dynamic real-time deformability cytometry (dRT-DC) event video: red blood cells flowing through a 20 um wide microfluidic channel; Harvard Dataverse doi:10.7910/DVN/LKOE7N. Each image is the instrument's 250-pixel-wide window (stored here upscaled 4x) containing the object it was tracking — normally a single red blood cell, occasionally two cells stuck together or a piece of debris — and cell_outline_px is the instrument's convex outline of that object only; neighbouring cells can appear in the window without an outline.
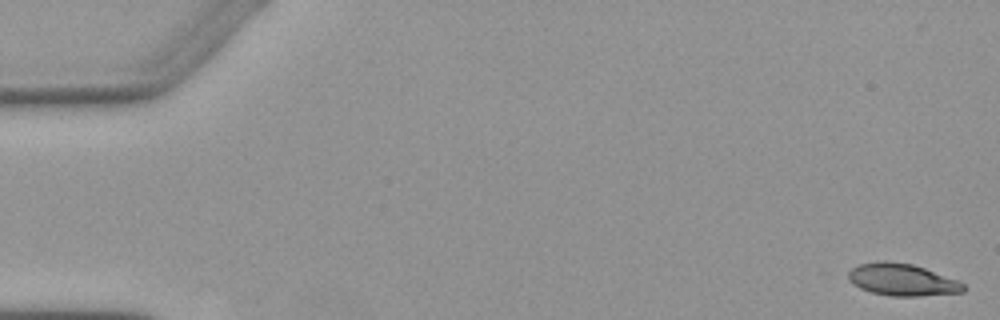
{"species": "Egyptian fruit bat (a non-hibernating species)", "species_latin": "Rousettus aegyptiacus", "temperature_condition": "warm", "stored_images_in_passage": 4, "camera_frame_rate_fps": 3000, "um_per_image_px": 0.085, "animal": {"sex": "female"}, "frame": {"image": 1, "passage_image": 1, "time_ms": 0.0, "image_size_px": [1000, 320], "cell_outline_px": [[964, 292], [920, 296], [892, 296], [872, 292], [860, 288], [848, 280], [848, 272], [852, 268], [860, 264], [880, 260], [884, 260], [912, 264], [924, 268], [956, 280], [964, 284]], "centroid_in_image_um": [76.65, 23.77], "position_along_channel_um": 8.3, "area_um2": 21.33}}